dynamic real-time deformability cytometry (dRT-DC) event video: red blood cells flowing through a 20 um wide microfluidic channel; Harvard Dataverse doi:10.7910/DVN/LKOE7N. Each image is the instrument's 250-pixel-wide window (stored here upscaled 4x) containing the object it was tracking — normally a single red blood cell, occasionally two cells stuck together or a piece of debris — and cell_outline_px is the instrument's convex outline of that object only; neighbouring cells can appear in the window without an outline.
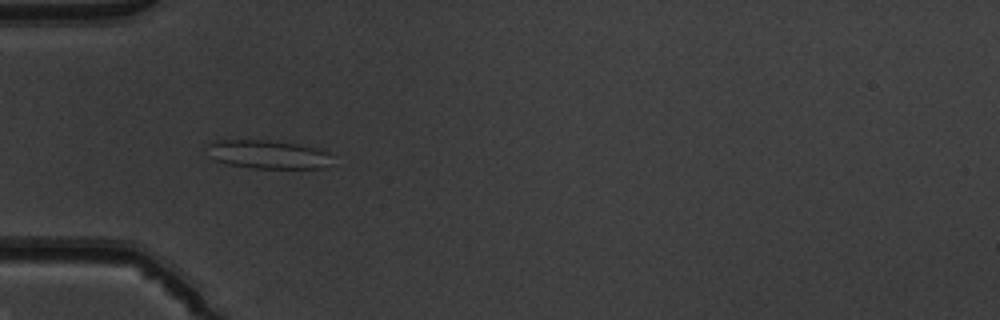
{"species": "common noctule bat (a hibernating species)", "species_latin": "Nyctalus noctula", "temperature_condition": "warm", "stored_images_in_passage": 37, "camera_frame_rate_fps": 3000, "um_per_image_px": 0.085, "animal": {"sex": "male", "body_mass_g": 19.5, "forearm_length_mm": 54.6}, "frame": {"image": 1, "passage_image": 2, "time_ms": 0.333, "image_size_px": [1000, 320], "cell_outline_px": [[332, 164], [324, 168], [252, 168], [224, 164], [208, 156], [204, 148], [212, 140], [268, 140], [296, 144], [316, 148], [328, 152]], "centroid_in_image_um": [22.69, 13.13], "position_along_channel_um": 62.3, "area_um2": 21.1}}
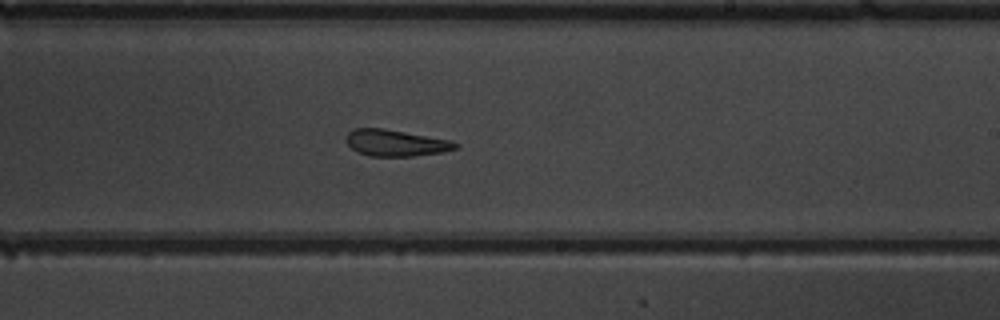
{"frame": {"image": 2, "passage_image": 17, "time_ms": 5.333, "image_size_px": [1000, 320], "cell_outline_px": [[460, 144], [456, 148], [444, 152], [412, 156], [368, 156], [356, 152], [348, 144], [348, 132], [356, 128], [384, 128], [452, 140]], "centroid_in_image_um": [33.67, 12.15], "position_along_channel_um": 255.3, "area_um2": 16.88}}
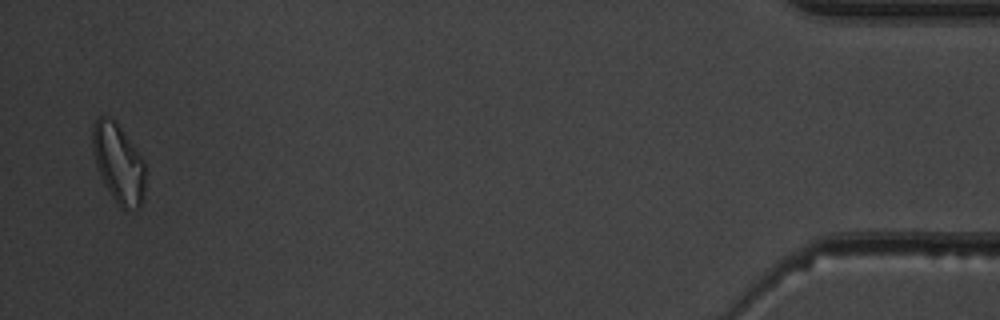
{"frame": {"image": 3, "passage_image": 36, "time_ms": 11.667, "image_size_px": [1000, 320], "cell_outline_px": [[144, 196], [140, 204], [136, 208], [124, 212], [120, 208], [112, 196], [96, 164], [92, 148], [92, 128], [96, 116], [104, 116], [112, 120], [116, 124], [144, 160]], "centroid_in_image_um": [10.06, 13.91], "position_along_channel_um": 425.1, "area_um2": 23.7}, "authors_computed_cell_mechanics": {"area_um2": 17.5134, "velocity_mm_per_s": 3.9352, "shape_relaxation_time_tau1_ms": null, "shape_relaxation_time_tau2_ms": 4.5056, "deformation_change_tau1": null, "deformation_change_tau2": 0.1401}}